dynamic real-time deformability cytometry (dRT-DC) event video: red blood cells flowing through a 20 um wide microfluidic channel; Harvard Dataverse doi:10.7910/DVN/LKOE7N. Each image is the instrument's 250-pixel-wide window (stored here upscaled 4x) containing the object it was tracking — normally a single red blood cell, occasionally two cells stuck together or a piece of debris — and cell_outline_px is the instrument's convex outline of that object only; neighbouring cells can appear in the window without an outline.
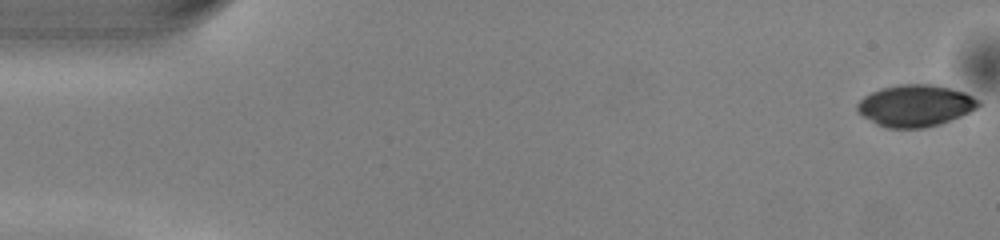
{"species": "common noctule bat (a hibernating species)", "species_latin": "Nyctalus noctula", "temperature_condition": "warm", "stored_images_in_passage": 50, "camera_frame_rate_fps": 3000, "um_per_image_px": 0.085, "animal": {"sex": "male", "body_mass_g": 13.0, "forearm_length_mm": 53.1}, "frame": {"image": 1, "passage_image": 1, "time_ms": 0.0, "image_size_px": [1000, 240], "cell_outline_px": [[980, 104], [976, 108], [960, 116], [940, 124], [924, 128], [888, 128], [876, 124], [864, 116], [856, 108], [856, 104], [864, 96], [880, 88], [900, 84], [932, 84], [964, 92], [980, 100]], "centroid_in_image_um": [77.79, 8.98], "position_along_channel_um": 7.2, "area_um2": 29.3}}
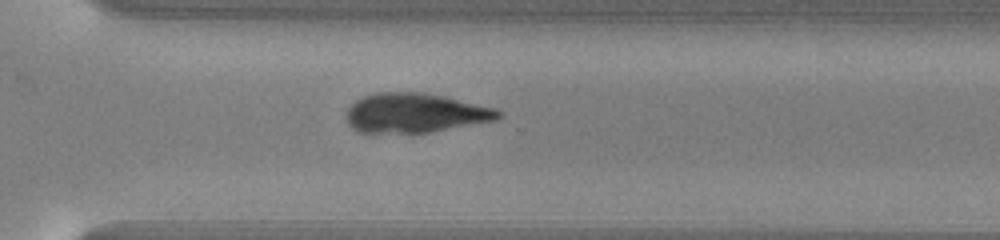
{"frame": {"image": 2, "passage_image": 36, "time_ms": 11.667, "image_size_px": [1000, 240], "cell_outline_px": [[500, 116], [492, 120], [428, 132], [356, 132], [348, 124], [348, 108], [356, 100], [364, 96], [380, 92], [424, 92], [444, 96], [496, 108], [500, 112]], "centroid_in_image_um": [35.25, 9.58], "position_along_channel_um": 335.4, "area_um2": 34.28}}
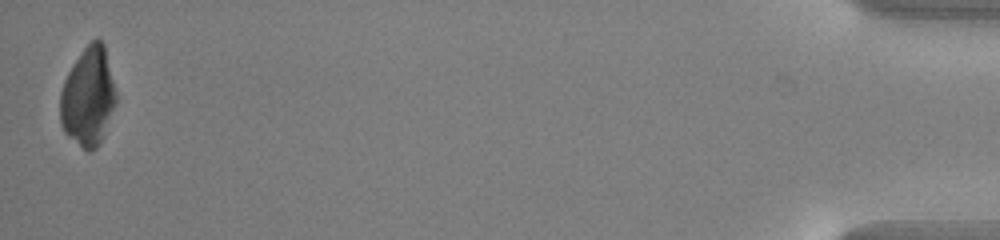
{"frame": {"image": 3, "passage_image": 50, "time_ms": 16.333, "image_size_px": [1000, 240], "cell_outline_px": [[116, 104], [104, 136], [96, 148], [88, 152], [68, 136], [64, 132], [60, 124], [60, 92], [64, 80], [72, 64], [84, 48], [96, 36], [104, 44], [116, 92]], "centroid_in_image_um": [7.49, 8.24], "position_along_channel_um": 427.7, "area_um2": 32.31}}